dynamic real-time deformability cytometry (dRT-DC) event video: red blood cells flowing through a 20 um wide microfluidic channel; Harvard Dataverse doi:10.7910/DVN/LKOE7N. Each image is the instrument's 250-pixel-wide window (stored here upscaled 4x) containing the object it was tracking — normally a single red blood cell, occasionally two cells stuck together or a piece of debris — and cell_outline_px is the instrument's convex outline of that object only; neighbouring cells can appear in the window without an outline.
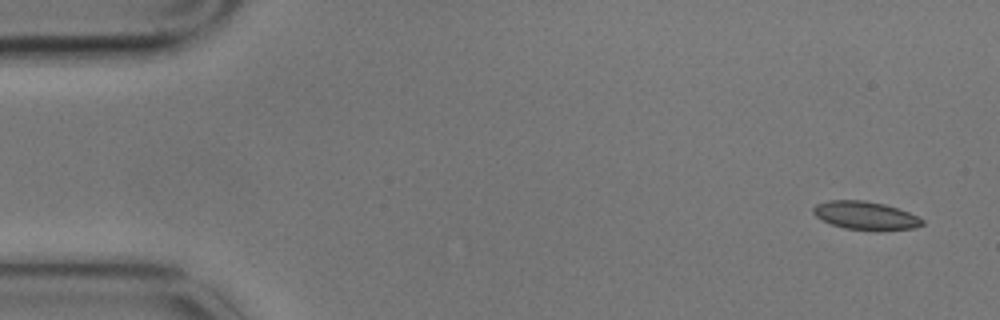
{"species": "common noctule bat (a hibernating species)", "species_latin": "Nyctalus noctula", "temperature_condition": "cold", "stored_images_in_passage": 7, "camera_frame_rate_fps": 3000, "um_per_image_px": 0.085, "animal": {"sex": "male", "body_mass_g": 17.9}, "frame": {"image": 1, "passage_image": 1, "time_ms": 0.0, "image_size_px": [1000, 320], "cell_outline_px": [[924, 224], [916, 228], [880, 232], [876, 232], [844, 228], [820, 220], [812, 212], [812, 208], [816, 204], [828, 200], [864, 200], [884, 204], [908, 212], [924, 220]], "centroid_in_image_um": [73.57, 18.35], "position_along_channel_um": 11.4, "area_um2": 18.38}}
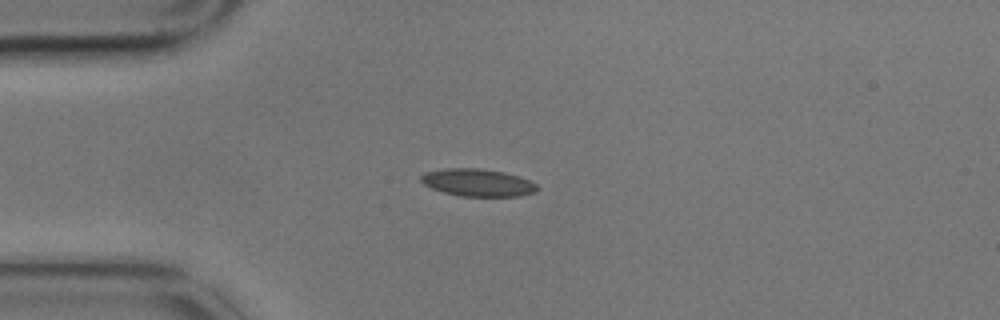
{"frame": {"image": 2, "passage_image": 4, "time_ms": 1.0, "image_size_px": [1000, 320], "cell_outline_px": [[540, 188], [536, 192], [520, 196], [460, 196], [444, 192], [432, 188], [424, 184], [420, 180], [420, 176], [424, 172], [444, 168], [480, 168], [504, 172], [520, 176], [536, 184]], "centroid_in_image_um": [40.61, 15.51], "position_along_channel_um": 44.4, "area_um2": 18.73}}
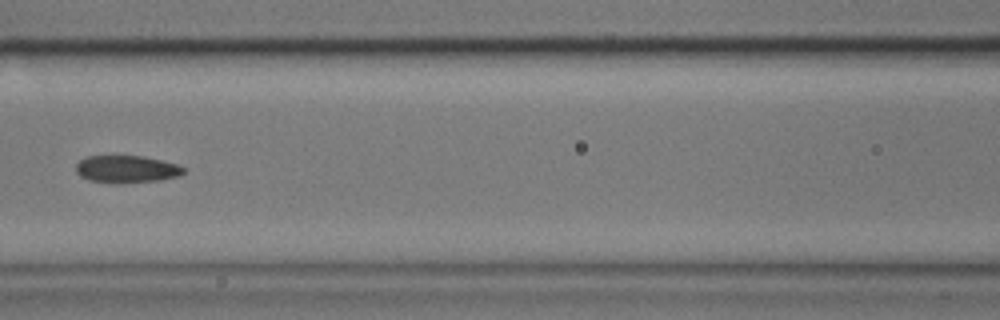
{"frame": {"image": 3, "passage_image": 7, "time_ms": 2.0, "image_size_px": [1000, 320], "cell_outline_px": [[184, 172], [180, 176], [160, 180], [120, 184], [112, 184], [88, 180], [80, 176], [76, 172], [76, 164], [80, 160], [88, 156], [112, 152], [144, 156], [180, 164], [184, 168]], "centroid_in_image_um": [10.73, 14.34], "position_along_channel_um": 155.9, "area_um2": 18.32}}